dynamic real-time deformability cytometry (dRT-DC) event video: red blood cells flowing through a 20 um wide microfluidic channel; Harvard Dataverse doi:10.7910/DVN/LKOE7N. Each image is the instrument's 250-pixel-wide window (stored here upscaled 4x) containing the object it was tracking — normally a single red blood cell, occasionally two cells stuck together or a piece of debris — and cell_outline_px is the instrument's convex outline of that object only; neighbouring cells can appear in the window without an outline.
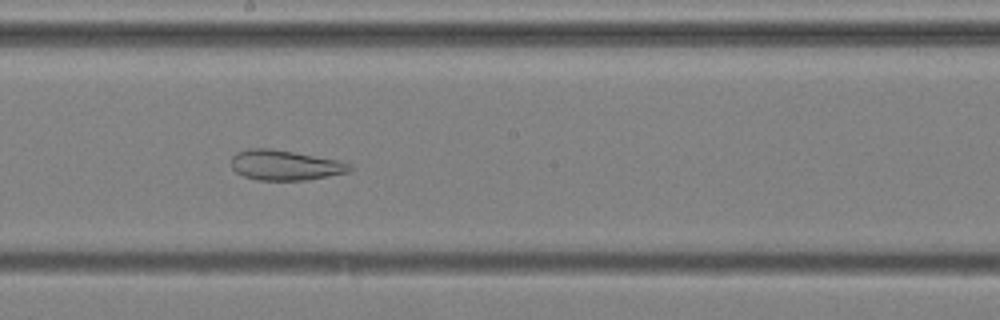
{"species": "common noctule bat (a hibernating species)", "species_latin": "Nyctalus noctula", "temperature_condition": "cold", "stored_images_in_passage": 52, "camera_frame_rate_fps": 3000, "um_per_image_px": 0.085, "animal": {"sex": "male", "body_mass_g": 20.4}, "frame": {"image": 1, "passage_image": 30, "time_ms": 9.667, "image_size_px": [1000, 320], "cell_outline_px": [[356, 168], [348, 172], [328, 176], [304, 180], [256, 180], [244, 176], [236, 172], [232, 168], [232, 156], [236, 152], [248, 148], [268, 148], [340, 160], [352, 164]], "centroid_in_image_um": [24.25, 14.04], "position_along_channel_um": 223.9, "area_um2": 20.87}, "authors_computed_cell_mechanics": {"area_um2": 29.6514, "velocity_mm_per_s": 3.703, "shape_relaxation_time_tau1_ms": null, "shape_relaxation_time_tau2_ms": 1.6646, "deformation_change_tau1": null, "deformation_change_tau2": 0.088}}